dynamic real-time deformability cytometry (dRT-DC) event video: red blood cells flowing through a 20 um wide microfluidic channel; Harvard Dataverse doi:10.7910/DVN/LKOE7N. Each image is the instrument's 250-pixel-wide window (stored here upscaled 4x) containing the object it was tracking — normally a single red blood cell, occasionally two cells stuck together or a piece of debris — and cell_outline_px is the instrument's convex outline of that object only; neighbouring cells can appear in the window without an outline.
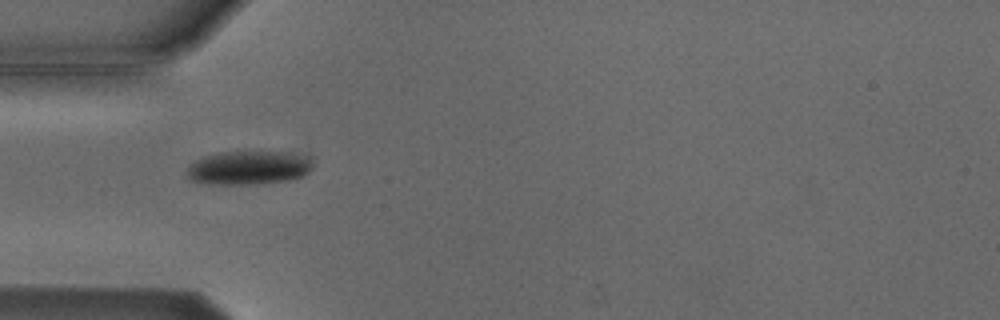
{"species": "Egyptian fruit bat (a non-hibernating species)", "species_latin": "Rousettus aegyptiacus", "temperature_condition": "cold", "stored_images_in_passage": 9, "camera_frame_rate_fps": 3000, "um_per_image_px": 0.085, "animal": {"sex": "male"}, "frame": {"image": 1, "passage_image": 4, "time_ms": 4.333, "image_size_px": [1000, 320], "cell_outline_px": [[312, 168], [308, 172], [300, 176], [288, 180], [240, 184], [208, 184], [192, 180], [188, 176], [188, 168], [196, 160], [204, 156], [220, 152], [280, 152], [296, 156], [308, 160], [312, 164]], "centroid_in_image_um": [21.04, 14.26], "position_along_channel_um": 64.0, "area_um2": 23.76}}
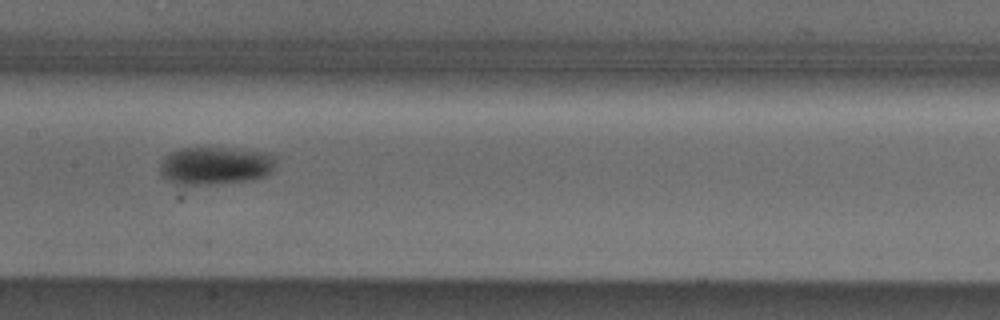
{"frame": {"image": 2, "passage_image": 7, "time_ms": 7.667, "image_size_px": [1000, 320], "cell_outline_px": [[276, 160], [272, 168], [264, 176], [248, 180], [212, 184], [176, 184], [160, 176], [160, 164], [164, 156], [180, 148], [220, 148], [264, 152], [276, 156]], "centroid_in_image_um": [18.24, 14.08], "position_along_channel_um": 189.2, "area_um2": 25.26}}
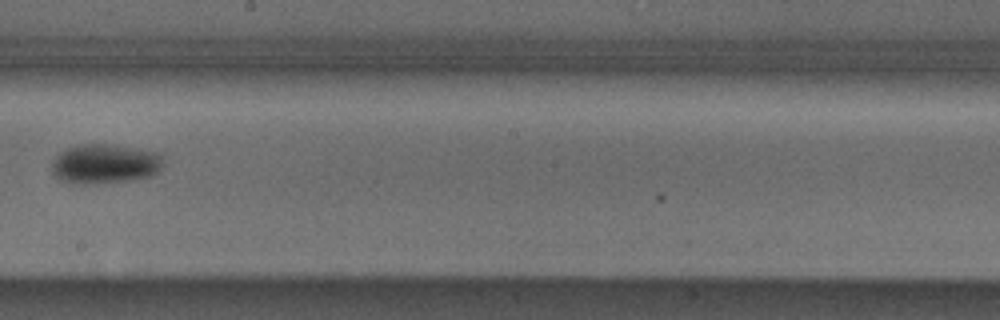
{"frame": {"image": 3, "passage_image": 8, "time_ms": 9.0, "image_size_px": [1000, 320], "cell_outline_px": [[160, 168], [152, 176], [128, 180], [96, 184], [72, 184], [56, 176], [52, 172], [52, 160], [60, 152], [68, 148], [80, 144], [108, 144], [136, 148], [156, 152], [160, 156]], "centroid_in_image_um": [8.86, 13.93], "position_along_channel_um": 239.3, "area_um2": 25.49}}